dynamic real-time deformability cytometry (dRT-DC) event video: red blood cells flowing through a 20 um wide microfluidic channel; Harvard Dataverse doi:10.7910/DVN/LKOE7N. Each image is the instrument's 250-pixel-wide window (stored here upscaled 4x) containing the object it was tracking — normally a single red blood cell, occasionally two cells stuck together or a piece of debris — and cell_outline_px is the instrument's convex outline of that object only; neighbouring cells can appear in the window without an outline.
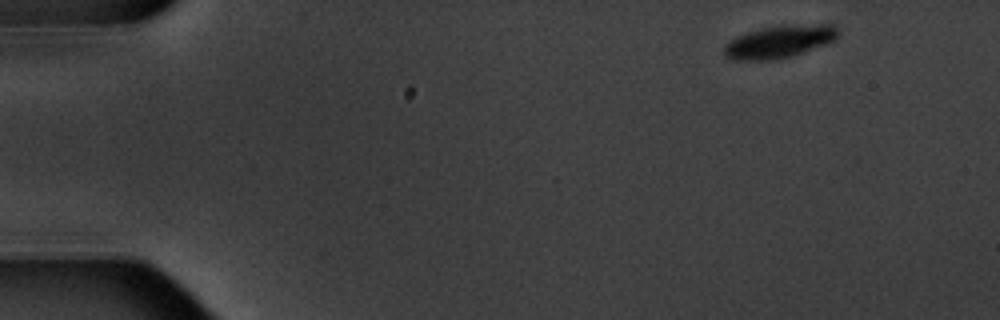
{"species": "common noctule bat (a hibernating species)", "species_latin": "Nyctalus noctula", "temperature_condition": "warm", "stored_images_in_passage": 4, "camera_frame_rate_fps": 3000, "um_per_image_px": 0.085, "animal": {"sex": "male", "body_mass_g": 20.1, "forearm_length_mm": 53.5}, "frame": {"image": 1, "passage_image": 1, "time_ms": 0.0, "image_size_px": [1000, 320], "cell_outline_px": [[836, 36], [832, 40], [792, 56], [772, 60], [740, 60], [724, 56], [724, 44], [736, 36], [760, 28], [780, 24], [836, 24]], "centroid_in_image_um": [66.18, 3.51], "position_along_channel_um": 18.8, "area_um2": 21.44}}
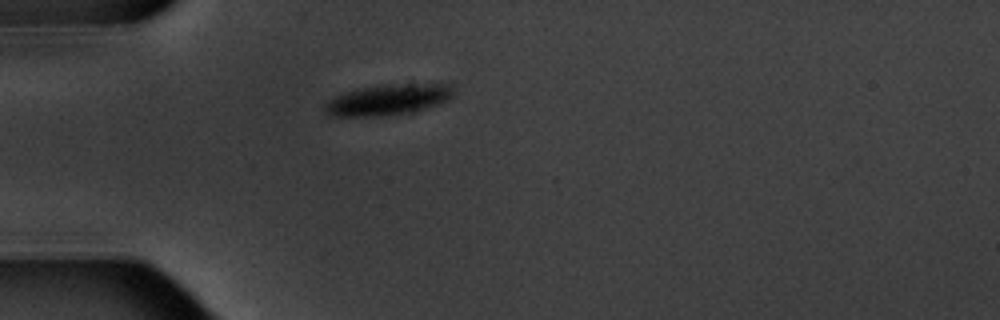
{"frame": {"image": 2, "passage_image": 4, "time_ms": 3.667, "image_size_px": [1000, 320], "cell_outline_px": [[452, 96], [448, 100], [416, 112], [380, 116], [332, 116], [324, 108], [324, 104], [336, 96], [344, 92], [360, 88], [408, 80], [412, 80], [448, 84], [452, 88]], "centroid_in_image_um": [33.08, 8.42], "position_along_channel_um": 51.9, "area_um2": 23.93}}